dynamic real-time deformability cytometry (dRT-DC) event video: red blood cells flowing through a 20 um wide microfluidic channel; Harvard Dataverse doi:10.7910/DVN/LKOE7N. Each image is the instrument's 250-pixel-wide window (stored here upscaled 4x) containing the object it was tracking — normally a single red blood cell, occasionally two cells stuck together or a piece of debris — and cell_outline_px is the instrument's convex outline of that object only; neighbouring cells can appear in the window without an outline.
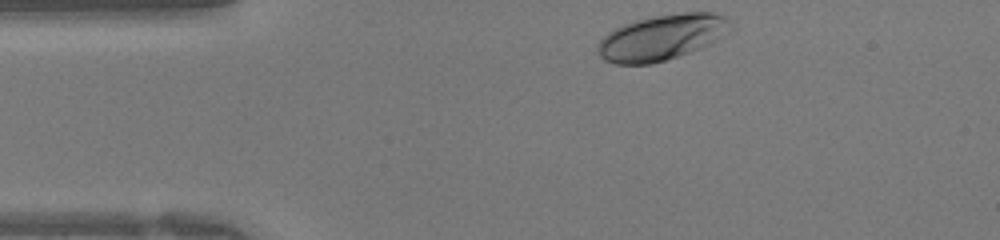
{"species": "human", "species_latin": "Homo sapiens", "temperature_condition": "warm", "stored_images_in_passage": 28, "camera_frame_rate_fps": 3000, "um_per_image_px": 0.085, "donor": {"sex": "female"}, "frame": {"image": 1, "passage_image": 1, "time_ms": 0.0, "image_size_px": [1000, 240], "cell_outline_px": [[736, 28], [732, 32], [720, 40], [700, 48], [668, 60], [652, 64], [616, 64], [604, 60], [600, 56], [596, 48], [600, 40], [608, 32], [624, 24], [636, 20], [656, 16], [684, 12], [716, 12], [724, 16]], "centroid_in_image_um": [56.34, 3.18], "position_along_channel_um": 28.7, "area_um2": 35.78}}
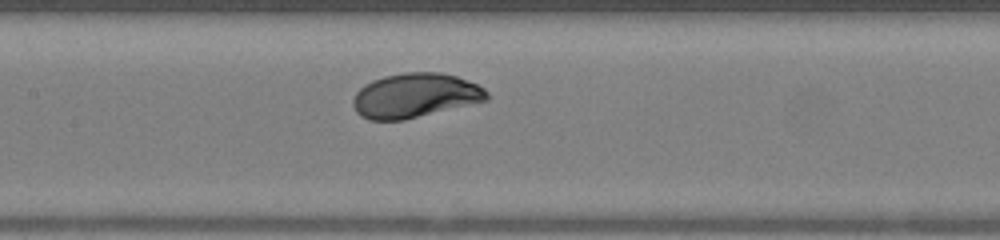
{"frame": {"image": 2, "passage_image": 13, "time_ms": 4.0, "image_size_px": [1000, 240], "cell_outline_px": [[488, 100], [404, 120], [368, 120], [360, 116], [356, 112], [352, 104], [352, 100], [356, 92], [364, 84], [372, 80], [384, 76], [404, 72], [440, 72], [456, 76], [476, 84], [484, 88], [488, 92]], "centroid_in_image_um": [35.25, 8.12], "position_along_channel_um": 172.2, "area_um2": 34.74}}
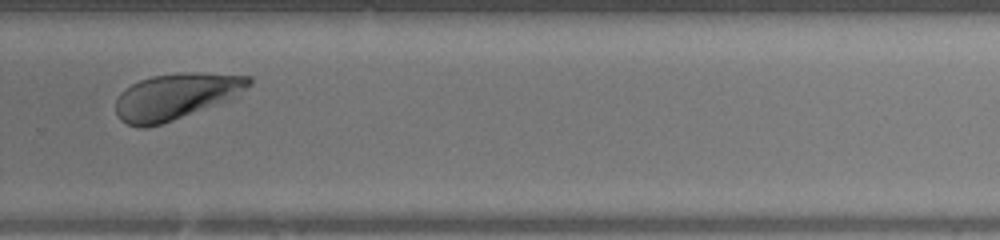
{"frame": {"image": 3, "passage_image": 22, "time_ms": 7.0, "image_size_px": [1000, 240], "cell_outline_px": [[252, 84], [232, 100], [148, 128], [140, 128], [128, 124], [120, 120], [116, 112], [116, 100], [120, 92], [124, 88], [140, 80], [152, 76], [176, 72], [192, 72], [252, 76]], "centroid_in_image_um": [14.97, 8.19], "position_along_channel_um": 314.8, "area_um2": 36.13}}